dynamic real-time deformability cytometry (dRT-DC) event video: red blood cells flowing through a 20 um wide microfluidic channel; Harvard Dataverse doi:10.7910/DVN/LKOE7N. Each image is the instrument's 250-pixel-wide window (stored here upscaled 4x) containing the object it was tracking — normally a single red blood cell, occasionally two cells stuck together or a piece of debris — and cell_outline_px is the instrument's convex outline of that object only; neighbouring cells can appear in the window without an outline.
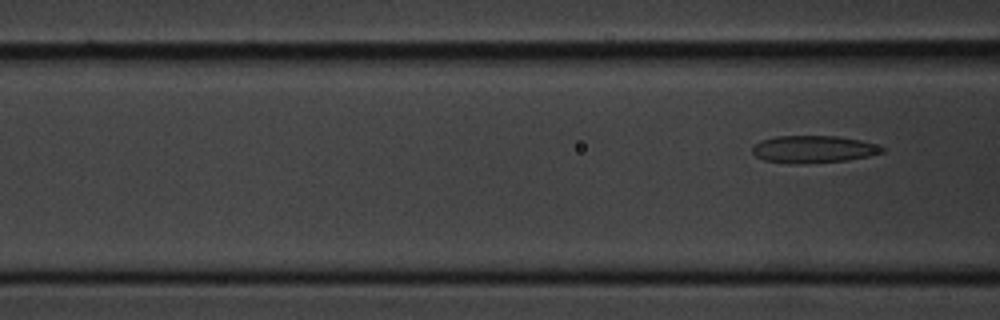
{"species": "common noctule bat (a hibernating species)", "species_latin": "Nyctalus noctula", "temperature_condition": "cold", "stored_images_in_passage": 6, "camera_frame_rate_fps": 3000, "um_per_image_px": 0.085, "animal": {"sex": "male", "body_mass_g": 20.1, "forearm_length_mm": 53.5}, "frame": {"image": 1, "passage_image": 6, "time_ms": 6.667, "image_size_px": [1000, 320], "cell_outline_px": [[884, 152], [868, 156], [848, 160], [800, 164], [796, 164], [764, 160], [756, 156], [752, 152], [752, 144], [760, 140], [776, 136], [840, 136], [860, 140], [884, 148]], "centroid_in_image_um": [69.08, 12.68], "position_along_channel_um": 97.5, "area_um2": 20.63}}